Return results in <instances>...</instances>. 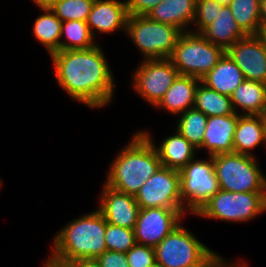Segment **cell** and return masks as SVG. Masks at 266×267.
<instances>
[{
	"mask_svg": "<svg viewBox=\"0 0 266 267\" xmlns=\"http://www.w3.org/2000/svg\"><path fill=\"white\" fill-rule=\"evenodd\" d=\"M228 6L245 35H258L261 28L260 0H231Z\"/></svg>",
	"mask_w": 266,
	"mask_h": 267,
	"instance_id": "27",
	"label": "cell"
},
{
	"mask_svg": "<svg viewBox=\"0 0 266 267\" xmlns=\"http://www.w3.org/2000/svg\"><path fill=\"white\" fill-rule=\"evenodd\" d=\"M43 14L39 15L33 23L32 33L35 39L46 48L49 55L60 51V35L62 21L51 8H38Z\"/></svg>",
	"mask_w": 266,
	"mask_h": 267,
	"instance_id": "24",
	"label": "cell"
},
{
	"mask_svg": "<svg viewBox=\"0 0 266 267\" xmlns=\"http://www.w3.org/2000/svg\"><path fill=\"white\" fill-rule=\"evenodd\" d=\"M244 79L241 69L225 52L201 82L220 94L230 97Z\"/></svg>",
	"mask_w": 266,
	"mask_h": 267,
	"instance_id": "21",
	"label": "cell"
},
{
	"mask_svg": "<svg viewBox=\"0 0 266 267\" xmlns=\"http://www.w3.org/2000/svg\"><path fill=\"white\" fill-rule=\"evenodd\" d=\"M226 51L201 33L185 31L179 37L169 59L180 75L204 78Z\"/></svg>",
	"mask_w": 266,
	"mask_h": 267,
	"instance_id": "6",
	"label": "cell"
},
{
	"mask_svg": "<svg viewBox=\"0 0 266 267\" xmlns=\"http://www.w3.org/2000/svg\"><path fill=\"white\" fill-rule=\"evenodd\" d=\"M265 212L266 192H229L220 189L195 216L247 223Z\"/></svg>",
	"mask_w": 266,
	"mask_h": 267,
	"instance_id": "8",
	"label": "cell"
},
{
	"mask_svg": "<svg viewBox=\"0 0 266 267\" xmlns=\"http://www.w3.org/2000/svg\"><path fill=\"white\" fill-rule=\"evenodd\" d=\"M184 210L162 207L140 209L134 227L135 241L141 245L156 247L186 216Z\"/></svg>",
	"mask_w": 266,
	"mask_h": 267,
	"instance_id": "12",
	"label": "cell"
},
{
	"mask_svg": "<svg viewBox=\"0 0 266 267\" xmlns=\"http://www.w3.org/2000/svg\"><path fill=\"white\" fill-rule=\"evenodd\" d=\"M194 108L203 112L207 117L235 114L229 96L220 94L201 81L196 90Z\"/></svg>",
	"mask_w": 266,
	"mask_h": 267,
	"instance_id": "25",
	"label": "cell"
},
{
	"mask_svg": "<svg viewBox=\"0 0 266 267\" xmlns=\"http://www.w3.org/2000/svg\"><path fill=\"white\" fill-rule=\"evenodd\" d=\"M196 3L197 0H163L147 16L153 21L175 26L183 32L190 31Z\"/></svg>",
	"mask_w": 266,
	"mask_h": 267,
	"instance_id": "19",
	"label": "cell"
},
{
	"mask_svg": "<svg viewBox=\"0 0 266 267\" xmlns=\"http://www.w3.org/2000/svg\"><path fill=\"white\" fill-rule=\"evenodd\" d=\"M101 189L97 209L106 222L134 229L140 211L134 195L117 191L105 183Z\"/></svg>",
	"mask_w": 266,
	"mask_h": 267,
	"instance_id": "14",
	"label": "cell"
},
{
	"mask_svg": "<svg viewBox=\"0 0 266 267\" xmlns=\"http://www.w3.org/2000/svg\"><path fill=\"white\" fill-rule=\"evenodd\" d=\"M44 263H43V267H67V266L58 265V264H56V263H54L48 259H46V261H44Z\"/></svg>",
	"mask_w": 266,
	"mask_h": 267,
	"instance_id": "40",
	"label": "cell"
},
{
	"mask_svg": "<svg viewBox=\"0 0 266 267\" xmlns=\"http://www.w3.org/2000/svg\"><path fill=\"white\" fill-rule=\"evenodd\" d=\"M222 5H229L231 3V0H216Z\"/></svg>",
	"mask_w": 266,
	"mask_h": 267,
	"instance_id": "42",
	"label": "cell"
},
{
	"mask_svg": "<svg viewBox=\"0 0 266 267\" xmlns=\"http://www.w3.org/2000/svg\"><path fill=\"white\" fill-rule=\"evenodd\" d=\"M96 260L101 267H130L126 253L106 250Z\"/></svg>",
	"mask_w": 266,
	"mask_h": 267,
	"instance_id": "33",
	"label": "cell"
},
{
	"mask_svg": "<svg viewBox=\"0 0 266 267\" xmlns=\"http://www.w3.org/2000/svg\"><path fill=\"white\" fill-rule=\"evenodd\" d=\"M152 267H163V266H161V265L158 264V263H155Z\"/></svg>",
	"mask_w": 266,
	"mask_h": 267,
	"instance_id": "43",
	"label": "cell"
},
{
	"mask_svg": "<svg viewBox=\"0 0 266 267\" xmlns=\"http://www.w3.org/2000/svg\"><path fill=\"white\" fill-rule=\"evenodd\" d=\"M140 131L153 143L163 167L180 171L196 157V152H199L177 129H175L176 132L173 135L163 138L160 145L155 144L152 133L143 129Z\"/></svg>",
	"mask_w": 266,
	"mask_h": 267,
	"instance_id": "17",
	"label": "cell"
},
{
	"mask_svg": "<svg viewBox=\"0 0 266 267\" xmlns=\"http://www.w3.org/2000/svg\"><path fill=\"white\" fill-rule=\"evenodd\" d=\"M85 21L70 20L62 22L60 51L88 49L96 43Z\"/></svg>",
	"mask_w": 266,
	"mask_h": 267,
	"instance_id": "26",
	"label": "cell"
},
{
	"mask_svg": "<svg viewBox=\"0 0 266 267\" xmlns=\"http://www.w3.org/2000/svg\"><path fill=\"white\" fill-rule=\"evenodd\" d=\"M262 123H266V106L262 109L261 113L259 114Z\"/></svg>",
	"mask_w": 266,
	"mask_h": 267,
	"instance_id": "41",
	"label": "cell"
},
{
	"mask_svg": "<svg viewBox=\"0 0 266 267\" xmlns=\"http://www.w3.org/2000/svg\"><path fill=\"white\" fill-rule=\"evenodd\" d=\"M156 263L163 267H215L223 256L183 227V222L156 247Z\"/></svg>",
	"mask_w": 266,
	"mask_h": 267,
	"instance_id": "4",
	"label": "cell"
},
{
	"mask_svg": "<svg viewBox=\"0 0 266 267\" xmlns=\"http://www.w3.org/2000/svg\"><path fill=\"white\" fill-rule=\"evenodd\" d=\"M238 114L208 117L202 147L208 156L233 152V138Z\"/></svg>",
	"mask_w": 266,
	"mask_h": 267,
	"instance_id": "16",
	"label": "cell"
},
{
	"mask_svg": "<svg viewBox=\"0 0 266 267\" xmlns=\"http://www.w3.org/2000/svg\"><path fill=\"white\" fill-rule=\"evenodd\" d=\"M130 267H152L156 263L155 248L136 243L126 253Z\"/></svg>",
	"mask_w": 266,
	"mask_h": 267,
	"instance_id": "32",
	"label": "cell"
},
{
	"mask_svg": "<svg viewBox=\"0 0 266 267\" xmlns=\"http://www.w3.org/2000/svg\"><path fill=\"white\" fill-rule=\"evenodd\" d=\"M180 196L186 215L194 216L220 190L212 156L195 157L180 171Z\"/></svg>",
	"mask_w": 266,
	"mask_h": 267,
	"instance_id": "9",
	"label": "cell"
},
{
	"mask_svg": "<svg viewBox=\"0 0 266 267\" xmlns=\"http://www.w3.org/2000/svg\"><path fill=\"white\" fill-rule=\"evenodd\" d=\"M201 34L214 45L225 51L246 35L238 27L230 7L224 5L213 23L206 27Z\"/></svg>",
	"mask_w": 266,
	"mask_h": 267,
	"instance_id": "23",
	"label": "cell"
},
{
	"mask_svg": "<svg viewBox=\"0 0 266 267\" xmlns=\"http://www.w3.org/2000/svg\"><path fill=\"white\" fill-rule=\"evenodd\" d=\"M182 33L179 28L153 21L148 16L129 15L125 35L143 54V60H148L169 58Z\"/></svg>",
	"mask_w": 266,
	"mask_h": 267,
	"instance_id": "7",
	"label": "cell"
},
{
	"mask_svg": "<svg viewBox=\"0 0 266 267\" xmlns=\"http://www.w3.org/2000/svg\"><path fill=\"white\" fill-rule=\"evenodd\" d=\"M106 227V219L97 208L80 215L56 232L47 259L62 266L77 259H96L107 250Z\"/></svg>",
	"mask_w": 266,
	"mask_h": 267,
	"instance_id": "2",
	"label": "cell"
},
{
	"mask_svg": "<svg viewBox=\"0 0 266 267\" xmlns=\"http://www.w3.org/2000/svg\"><path fill=\"white\" fill-rule=\"evenodd\" d=\"M262 124H263V127H264L265 131H266V123H262Z\"/></svg>",
	"mask_w": 266,
	"mask_h": 267,
	"instance_id": "44",
	"label": "cell"
},
{
	"mask_svg": "<svg viewBox=\"0 0 266 267\" xmlns=\"http://www.w3.org/2000/svg\"><path fill=\"white\" fill-rule=\"evenodd\" d=\"M260 24L266 27V0H260Z\"/></svg>",
	"mask_w": 266,
	"mask_h": 267,
	"instance_id": "38",
	"label": "cell"
},
{
	"mask_svg": "<svg viewBox=\"0 0 266 267\" xmlns=\"http://www.w3.org/2000/svg\"><path fill=\"white\" fill-rule=\"evenodd\" d=\"M235 263V264H234ZM215 267H248L246 264V261H233V260H228L223 258Z\"/></svg>",
	"mask_w": 266,
	"mask_h": 267,
	"instance_id": "36",
	"label": "cell"
},
{
	"mask_svg": "<svg viewBox=\"0 0 266 267\" xmlns=\"http://www.w3.org/2000/svg\"><path fill=\"white\" fill-rule=\"evenodd\" d=\"M258 36L261 38V40L263 41V44L266 48V27L260 28Z\"/></svg>",
	"mask_w": 266,
	"mask_h": 267,
	"instance_id": "39",
	"label": "cell"
},
{
	"mask_svg": "<svg viewBox=\"0 0 266 267\" xmlns=\"http://www.w3.org/2000/svg\"><path fill=\"white\" fill-rule=\"evenodd\" d=\"M230 98L238 115H259L266 106V84L244 79Z\"/></svg>",
	"mask_w": 266,
	"mask_h": 267,
	"instance_id": "22",
	"label": "cell"
},
{
	"mask_svg": "<svg viewBox=\"0 0 266 267\" xmlns=\"http://www.w3.org/2000/svg\"><path fill=\"white\" fill-rule=\"evenodd\" d=\"M178 117L177 131L200 151L208 117L195 108L188 109Z\"/></svg>",
	"mask_w": 266,
	"mask_h": 267,
	"instance_id": "28",
	"label": "cell"
},
{
	"mask_svg": "<svg viewBox=\"0 0 266 267\" xmlns=\"http://www.w3.org/2000/svg\"><path fill=\"white\" fill-rule=\"evenodd\" d=\"M95 0H61L51 10L62 21L78 20L87 22Z\"/></svg>",
	"mask_w": 266,
	"mask_h": 267,
	"instance_id": "29",
	"label": "cell"
},
{
	"mask_svg": "<svg viewBox=\"0 0 266 267\" xmlns=\"http://www.w3.org/2000/svg\"><path fill=\"white\" fill-rule=\"evenodd\" d=\"M67 267H101L96 259H77L70 262Z\"/></svg>",
	"mask_w": 266,
	"mask_h": 267,
	"instance_id": "35",
	"label": "cell"
},
{
	"mask_svg": "<svg viewBox=\"0 0 266 267\" xmlns=\"http://www.w3.org/2000/svg\"><path fill=\"white\" fill-rule=\"evenodd\" d=\"M264 144L266 131L259 115H238L233 138V152L255 156L252 150Z\"/></svg>",
	"mask_w": 266,
	"mask_h": 267,
	"instance_id": "20",
	"label": "cell"
},
{
	"mask_svg": "<svg viewBox=\"0 0 266 267\" xmlns=\"http://www.w3.org/2000/svg\"><path fill=\"white\" fill-rule=\"evenodd\" d=\"M2 183H3V181H2V180H0V188H1V186H2Z\"/></svg>",
	"mask_w": 266,
	"mask_h": 267,
	"instance_id": "45",
	"label": "cell"
},
{
	"mask_svg": "<svg viewBox=\"0 0 266 267\" xmlns=\"http://www.w3.org/2000/svg\"><path fill=\"white\" fill-rule=\"evenodd\" d=\"M131 86L146 103L155 107L179 75L169 58L141 60L131 73Z\"/></svg>",
	"mask_w": 266,
	"mask_h": 267,
	"instance_id": "10",
	"label": "cell"
},
{
	"mask_svg": "<svg viewBox=\"0 0 266 267\" xmlns=\"http://www.w3.org/2000/svg\"><path fill=\"white\" fill-rule=\"evenodd\" d=\"M226 53L241 69L246 80L266 84V48L258 35H246Z\"/></svg>",
	"mask_w": 266,
	"mask_h": 267,
	"instance_id": "13",
	"label": "cell"
},
{
	"mask_svg": "<svg viewBox=\"0 0 266 267\" xmlns=\"http://www.w3.org/2000/svg\"><path fill=\"white\" fill-rule=\"evenodd\" d=\"M212 159L220 189L266 192V175L255 156L232 152L213 155Z\"/></svg>",
	"mask_w": 266,
	"mask_h": 267,
	"instance_id": "5",
	"label": "cell"
},
{
	"mask_svg": "<svg viewBox=\"0 0 266 267\" xmlns=\"http://www.w3.org/2000/svg\"><path fill=\"white\" fill-rule=\"evenodd\" d=\"M127 12L132 16H147L163 0H125Z\"/></svg>",
	"mask_w": 266,
	"mask_h": 267,
	"instance_id": "34",
	"label": "cell"
},
{
	"mask_svg": "<svg viewBox=\"0 0 266 267\" xmlns=\"http://www.w3.org/2000/svg\"><path fill=\"white\" fill-rule=\"evenodd\" d=\"M58 1L61 0H32V3H35L36 8H50Z\"/></svg>",
	"mask_w": 266,
	"mask_h": 267,
	"instance_id": "37",
	"label": "cell"
},
{
	"mask_svg": "<svg viewBox=\"0 0 266 267\" xmlns=\"http://www.w3.org/2000/svg\"><path fill=\"white\" fill-rule=\"evenodd\" d=\"M107 250L127 253L135 244L134 229L107 223L105 232Z\"/></svg>",
	"mask_w": 266,
	"mask_h": 267,
	"instance_id": "30",
	"label": "cell"
},
{
	"mask_svg": "<svg viewBox=\"0 0 266 267\" xmlns=\"http://www.w3.org/2000/svg\"><path fill=\"white\" fill-rule=\"evenodd\" d=\"M216 0H197L196 12L193 20V25L196 28L190 31L201 33L206 27L214 22L218 14H220L222 7ZM195 24V25H194Z\"/></svg>",
	"mask_w": 266,
	"mask_h": 267,
	"instance_id": "31",
	"label": "cell"
},
{
	"mask_svg": "<svg viewBox=\"0 0 266 267\" xmlns=\"http://www.w3.org/2000/svg\"><path fill=\"white\" fill-rule=\"evenodd\" d=\"M161 166L153 143L138 130L112 160L103 183L117 191L135 196Z\"/></svg>",
	"mask_w": 266,
	"mask_h": 267,
	"instance_id": "3",
	"label": "cell"
},
{
	"mask_svg": "<svg viewBox=\"0 0 266 267\" xmlns=\"http://www.w3.org/2000/svg\"><path fill=\"white\" fill-rule=\"evenodd\" d=\"M128 12L125 0H95L93 2L87 25L94 38L96 33L108 34L125 32Z\"/></svg>",
	"mask_w": 266,
	"mask_h": 267,
	"instance_id": "15",
	"label": "cell"
},
{
	"mask_svg": "<svg viewBox=\"0 0 266 267\" xmlns=\"http://www.w3.org/2000/svg\"><path fill=\"white\" fill-rule=\"evenodd\" d=\"M200 81V79L179 74L154 108L168 111L167 113L172 116H178L188 109L194 108L196 90Z\"/></svg>",
	"mask_w": 266,
	"mask_h": 267,
	"instance_id": "18",
	"label": "cell"
},
{
	"mask_svg": "<svg viewBox=\"0 0 266 267\" xmlns=\"http://www.w3.org/2000/svg\"><path fill=\"white\" fill-rule=\"evenodd\" d=\"M103 48L57 51L50 55L58 86L88 108H105L114 101L115 77Z\"/></svg>",
	"mask_w": 266,
	"mask_h": 267,
	"instance_id": "1",
	"label": "cell"
},
{
	"mask_svg": "<svg viewBox=\"0 0 266 267\" xmlns=\"http://www.w3.org/2000/svg\"><path fill=\"white\" fill-rule=\"evenodd\" d=\"M134 197L140 209L162 207L184 210L180 196L179 171L161 166Z\"/></svg>",
	"mask_w": 266,
	"mask_h": 267,
	"instance_id": "11",
	"label": "cell"
}]
</instances>
